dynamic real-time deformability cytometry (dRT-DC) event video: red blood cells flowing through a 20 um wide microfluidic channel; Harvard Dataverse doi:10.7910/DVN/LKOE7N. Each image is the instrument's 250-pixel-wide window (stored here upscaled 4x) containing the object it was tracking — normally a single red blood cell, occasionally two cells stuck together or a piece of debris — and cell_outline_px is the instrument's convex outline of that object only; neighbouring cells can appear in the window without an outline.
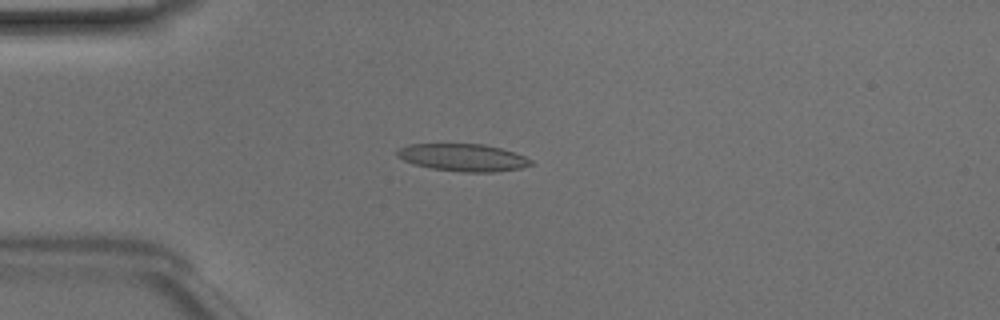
{"species": "Egyptian fruit bat (a non-hibernating species)", "species_latin": "Rousettus aegyptiacus", "temperature_condition": "room temperature", "stored_images_in_passage": 48, "camera_frame_rate_fps": 3000, "um_per_image_px": 0.085, "animal": {"sex": "male"}, "frame": {"image": 1, "passage_image": 12, "time_ms": 3.667, "image_size_px": [1000, 320], "cell_outline_px": [[536, 164], [520, 168], [492, 172], [464, 172], [432, 168], [412, 164], [396, 156], [396, 152], [400, 148], [408, 144], [484, 144], [500, 148], [524, 156], [532, 160]], "centroid_in_image_um": [39.35, 13.39], "position_along_channel_um": 45.6, "area_um2": 21.27}}
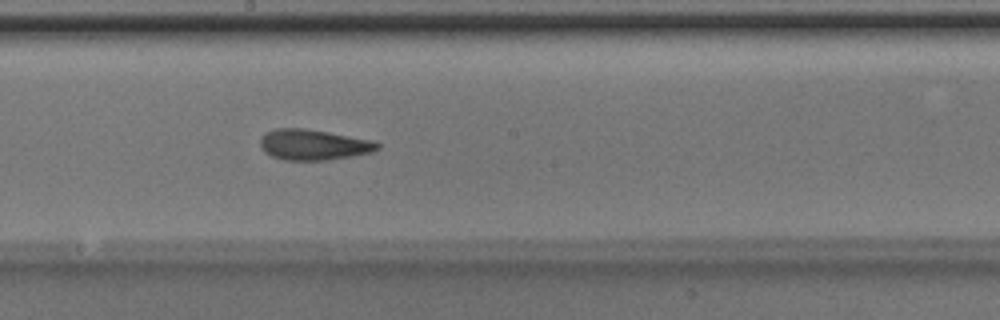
{"frame": {"image": 2, "passage_image": 26, "time_ms": 8.333, "image_size_px": [1000, 320], "cell_outline_px": [[380, 148], [372, 152], [352, 156], [328, 160], [284, 160], [272, 156], [264, 152], [260, 148], [260, 140], [268, 132], [276, 128], [304, 128], [376, 140], [380, 144]], "centroid_in_image_um": [26.69, 12.3], "position_along_channel_um": 221.5, "area_um2": 21.04}}
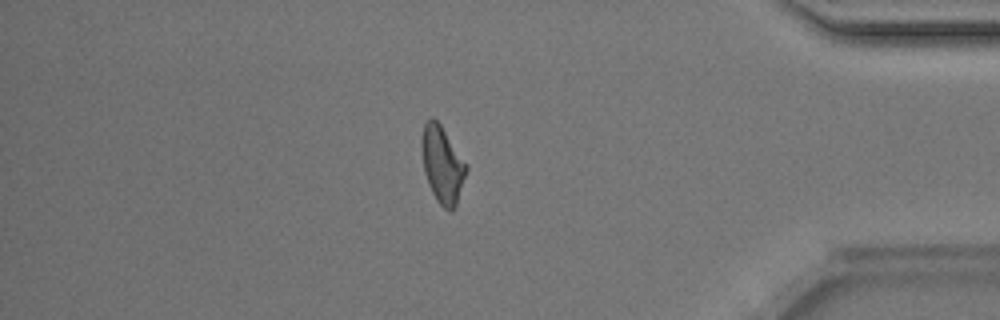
{"frame": {"image": 3, "passage_image": 41, "time_ms": 13.333, "image_size_px": [1000, 320], "cell_outline_px": [[468, 168], [456, 204], [452, 212], [448, 212], [436, 200], [428, 184], [424, 172], [420, 148], [420, 136], [424, 124], [432, 116], [440, 124], [468, 164]], "centroid_in_image_um": [37.58, 13.97], "position_along_channel_um": 397.6, "area_um2": 20.23}, "authors_computed_cell_mechanics": {"area_um2": 20.6057, "velocity_mm_per_s": 4.1618, "shape_relaxation_time_tau1_ms": 4.0198, "shape_relaxation_time_tau2_ms": 1.9673, "deformation_change_tau1": 0.1552, "deformation_change_tau2": 0.1064}}